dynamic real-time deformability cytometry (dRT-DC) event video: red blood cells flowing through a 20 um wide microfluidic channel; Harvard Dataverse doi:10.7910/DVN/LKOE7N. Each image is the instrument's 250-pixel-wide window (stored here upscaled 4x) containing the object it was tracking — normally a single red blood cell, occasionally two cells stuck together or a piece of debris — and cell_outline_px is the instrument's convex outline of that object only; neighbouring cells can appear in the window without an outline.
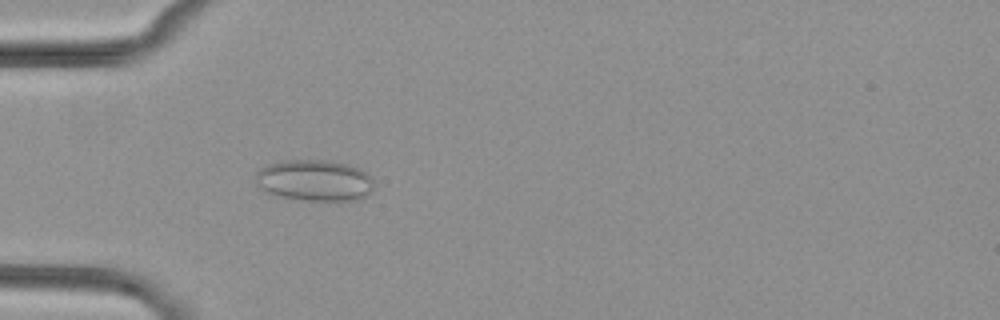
{"species": "common noctule bat (a hibernating species)", "species_latin": "Nyctalus noctula", "temperature_condition": "cold", "stored_images_in_passage": 5, "camera_frame_rate_fps": 3000, "um_per_image_px": 0.085, "animal": {"sex": "female", "body_mass_g": 29.2, "forearm_length_mm": 56.3}, "frame": {"image": 1, "passage_image": 5, "time_ms": 4.667, "image_size_px": [1000, 320], "cell_outline_px": [[372, 192], [356, 200], [304, 200], [276, 196], [264, 192], [256, 184], [256, 172], [260, 168], [268, 164], [280, 160], [324, 160], [344, 164], [356, 168], [372, 176]], "centroid_in_image_um": [26.67, 15.34], "position_along_channel_um": 58.3, "area_um2": 28.44}}